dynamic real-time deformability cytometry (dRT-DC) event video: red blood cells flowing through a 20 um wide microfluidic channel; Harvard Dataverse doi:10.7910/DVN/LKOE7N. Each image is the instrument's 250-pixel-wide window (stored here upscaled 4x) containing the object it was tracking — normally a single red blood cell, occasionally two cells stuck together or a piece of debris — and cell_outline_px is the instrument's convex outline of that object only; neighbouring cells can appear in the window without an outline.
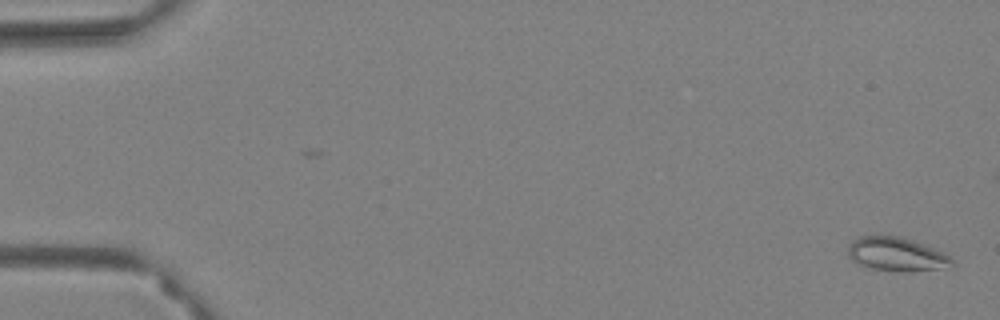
{"species": "Egyptian fruit bat (a non-hibernating species)", "species_latin": "Rousettus aegyptiacus", "temperature_condition": "warm", "stored_images_in_passage": 63, "camera_frame_rate_fps": 3000, "um_per_image_px": 0.085, "animal": {"sex": "female"}, "frame": {"image": 1, "passage_image": 2, "time_ms": 0.333, "image_size_px": [1000, 320], "cell_outline_px": [[956, 264], [952, 268], [912, 272], [896, 272], [872, 268], [856, 264], [848, 256], [848, 248], [852, 240], [860, 236], [900, 236], [944, 252]], "centroid_in_image_um": [76.24, 21.65], "position_along_channel_um": 8.8, "area_um2": 20.81}}
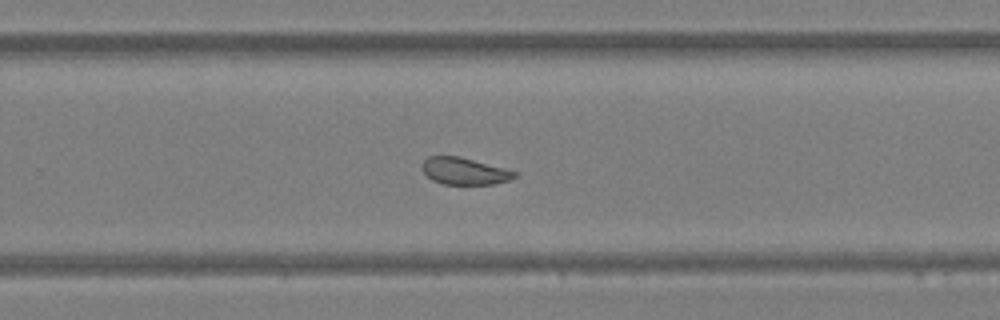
{"frame": {"image": 2, "passage_image": 42, "time_ms": 13.667, "image_size_px": [1000, 320], "cell_outline_px": [[516, 176], [508, 180], [492, 184], [444, 184], [432, 180], [420, 168], [420, 164], [428, 156], [456, 156], [504, 168], [516, 172]], "centroid_in_image_um": [39.41, 14.54], "position_along_channel_um": 290.4, "area_um2": 14.28}}
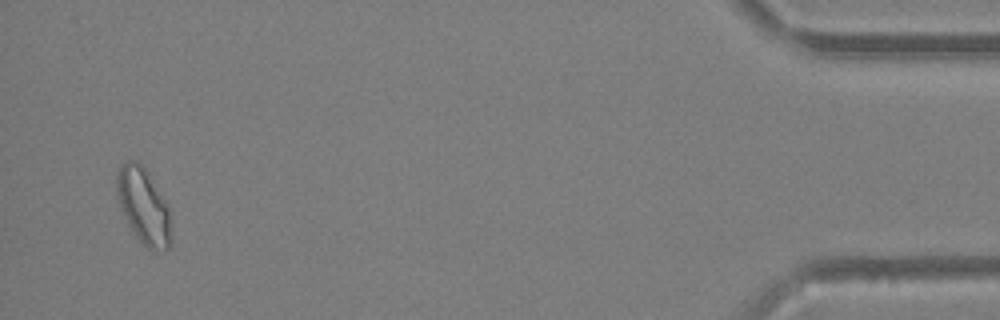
{"frame": {"image": 3, "passage_image": 61, "time_ms": 20.0, "image_size_px": [1000, 320], "cell_outline_px": [[172, 240], [168, 248], [148, 248], [132, 232], [128, 224], [120, 204], [116, 192], [116, 172], [120, 164], [128, 160], [136, 160], [148, 172], [164, 200], [168, 208], [172, 220]], "centroid_in_image_um": [12.2, 17.48], "position_along_channel_um": 423.0, "area_um2": 23.87}, "authors_computed_cell_mechanics": {"area_um2": 18.1492, "velocity_mm_per_s": 3.3424, "shape_relaxation_time_tau1_ms": null, "shape_relaxation_time_tau2_ms": 1.7388, "deformation_change_tau1": null, "deformation_change_tau2": 0.0536}}